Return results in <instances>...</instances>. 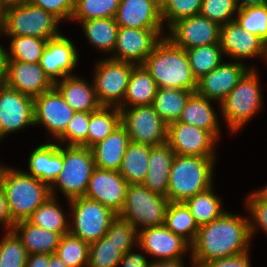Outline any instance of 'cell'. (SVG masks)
I'll list each match as a JSON object with an SVG mask.
<instances>
[{
    "label": "cell",
    "instance_id": "cell-1",
    "mask_svg": "<svg viewBox=\"0 0 267 267\" xmlns=\"http://www.w3.org/2000/svg\"><path fill=\"white\" fill-rule=\"evenodd\" d=\"M255 223L224 212L216 220L199 227L191 244L193 266L200 267L208 261L228 258L248 252L249 240Z\"/></svg>",
    "mask_w": 267,
    "mask_h": 267
},
{
    "label": "cell",
    "instance_id": "cell-2",
    "mask_svg": "<svg viewBox=\"0 0 267 267\" xmlns=\"http://www.w3.org/2000/svg\"><path fill=\"white\" fill-rule=\"evenodd\" d=\"M158 88L183 89L196 92L197 80L193 76L186 50L163 37L143 63Z\"/></svg>",
    "mask_w": 267,
    "mask_h": 267
},
{
    "label": "cell",
    "instance_id": "cell-3",
    "mask_svg": "<svg viewBox=\"0 0 267 267\" xmlns=\"http://www.w3.org/2000/svg\"><path fill=\"white\" fill-rule=\"evenodd\" d=\"M1 188L8 202L14 223L27 220L31 214L51 197L50 186L31 175L5 168Z\"/></svg>",
    "mask_w": 267,
    "mask_h": 267
},
{
    "label": "cell",
    "instance_id": "cell-4",
    "mask_svg": "<svg viewBox=\"0 0 267 267\" xmlns=\"http://www.w3.org/2000/svg\"><path fill=\"white\" fill-rule=\"evenodd\" d=\"M214 160L215 158L175 154L169 173V202H185L210 188Z\"/></svg>",
    "mask_w": 267,
    "mask_h": 267
},
{
    "label": "cell",
    "instance_id": "cell-5",
    "mask_svg": "<svg viewBox=\"0 0 267 267\" xmlns=\"http://www.w3.org/2000/svg\"><path fill=\"white\" fill-rule=\"evenodd\" d=\"M94 168L92 149L84 146L67 145V148H63L62 170L50 186L51 196H54V184H58L59 189L69 201L84 196Z\"/></svg>",
    "mask_w": 267,
    "mask_h": 267
},
{
    "label": "cell",
    "instance_id": "cell-6",
    "mask_svg": "<svg viewBox=\"0 0 267 267\" xmlns=\"http://www.w3.org/2000/svg\"><path fill=\"white\" fill-rule=\"evenodd\" d=\"M169 200L166 196L154 193L143 184H128L121 218L129 221L136 229L155 227L165 223V213Z\"/></svg>",
    "mask_w": 267,
    "mask_h": 267
},
{
    "label": "cell",
    "instance_id": "cell-7",
    "mask_svg": "<svg viewBox=\"0 0 267 267\" xmlns=\"http://www.w3.org/2000/svg\"><path fill=\"white\" fill-rule=\"evenodd\" d=\"M59 20L51 13L29 2L6 8V35L33 36L45 40L58 37Z\"/></svg>",
    "mask_w": 267,
    "mask_h": 267
},
{
    "label": "cell",
    "instance_id": "cell-8",
    "mask_svg": "<svg viewBox=\"0 0 267 267\" xmlns=\"http://www.w3.org/2000/svg\"><path fill=\"white\" fill-rule=\"evenodd\" d=\"M69 202L74 218V226L69 233L89 244L105 236L117 216L110 208L85 196Z\"/></svg>",
    "mask_w": 267,
    "mask_h": 267
},
{
    "label": "cell",
    "instance_id": "cell-9",
    "mask_svg": "<svg viewBox=\"0 0 267 267\" xmlns=\"http://www.w3.org/2000/svg\"><path fill=\"white\" fill-rule=\"evenodd\" d=\"M254 69L249 70L221 102L223 116L232 131L238 130L259 109L261 94Z\"/></svg>",
    "mask_w": 267,
    "mask_h": 267
},
{
    "label": "cell",
    "instance_id": "cell-10",
    "mask_svg": "<svg viewBox=\"0 0 267 267\" xmlns=\"http://www.w3.org/2000/svg\"><path fill=\"white\" fill-rule=\"evenodd\" d=\"M119 109L121 124L125 127L130 141L152 147L167 142V124L152 104Z\"/></svg>",
    "mask_w": 267,
    "mask_h": 267
},
{
    "label": "cell",
    "instance_id": "cell-11",
    "mask_svg": "<svg viewBox=\"0 0 267 267\" xmlns=\"http://www.w3.org/2000/svg\"><path fill=\"white\" fill-rule=\"evenodd\" d=\"M135 64L105 59L96 65L94 87L101 106H120ZM119 104V105H118Z\"/></svg>",
    "mask_w": 267,
    "mask_h": 267
},
{
    "label": "cell",
    "instance_id": "cell-12",
    "mask_svg": "<svg viewBox=\"0 0 267 267\" xmlns=\"http://www.w3.org/2000/svg\"><path fill=\"white\" fill-rule=\"evenodd\" d=\"M217 139L197 126L175 121L167 125V144L174 154L215 158L213 145Z\"/></svg>",
    "mask_w": 267,
    "mask_h": 267
},
{
    "label": "cell",
    "instance_id": "cell-13",
    "mask_svg": "<svg viewBox=\"0 0 267 267\" xmlns=\"http://www.w3.org/2000/svg\"><path fill=\"white\" fill-rule=\"evenodd\" d=\"M34 125V98L0 85V136Z\"/></svg>",
    "mask_w": 267,
    "mask_h": 267
},
{
    "label": "cell",
    "instance_id": "cell-14",
    "mask_svg": "<svg viewBox=\"0 0 267 267\" xmlns=\"http://www.w3.org/2000/svg\"><path fill=\"white\" fill-rule=\"evenodd\" d=\"M169 28L172 34L167 38L185 50L220 42L221 26L200 14L180 19Z\"/></svg>",
    "mask_w": 267,
    "mask_h": 267
},
{
    "label": "cell",
    "instance_id": "cell-15",
    "mask_svg": "<svg viewBox=\"0 0 267 267\" xmlns=\"http://www.w3.org/2000/svg\"><path fill=\"white\" fill-rule=\"evenodd\" d=\"M161 30L119 27L114 46V52H118L115 55L116 57L110 59L130 62L135 65L137 63L143 64L155 46L161 41L163 37L159 38Z\"/></svg>",
    "mask_w": 267,
    "mask_h": 267
},
{
    "label": "cell",
    "instance_id": "cell-16",
    "mask_svg": "<svg viewBox=\"0 0 267 267\" xmlns=\"http://www.w3.org/2000/svg\"><path fill=\"white\" fill-rule=\"evenodd\" d=\"M127 187L128 183L119 171L95 167L84 196L98 201L118 215L125 202Z\"/></svg>",
    "mask_w": 267,
    "mask_h": 267
},
{
    "label": "cell",
    "instance_id": "cell-17",
    "mask_svg": "<svg viewBox=\"0 0 267 267\" xmlns=\"http://www.w3.org/2000/svg\"><path fill=\"white\" fill-rule=\"evenodd\" d=\"M74 113L55 87L34 97V124H43L56 138L65 131Z\"/></svg>",
    "mask_w": 267,
    "mask_h": 267
},
{
    "label": "cell",
    "instance_id": "cell-18",
    "mask_svg": "<svg viewBox=\"0 0 267 267\" xmlns=\"http://www.w3.org/2000/svg\"><path fill=\"white\" fill-rule=\"evenodd\" d=\"M5 84L33 98L54 87L39 63L18 60H6Z\"/></svg>",
    "mask_w": 267,
    "mask_h": 267
},
{
    "label": "cell",
    "instance_id": "cell-19",
    "mask_svg": "<svg viewBox=\"0 0 267 267\" xmlns=\"http://www.w3.org/2000/svg\"><path fill=\"white\" fill-rule=\"evenodd\" d=\"M138 246L158 260H181L191 245L182 236L174 234L164 224L143 228L138 232Z\"/></svg>",
    "mask_w": 267,
    "mask_h": 267
},
{
    "label": "cell",
    "instance_id": "cell-20",
    "mask_svg": "<svg viewBox=\"0 0 267 267\" xmlns=\"http://www.w3.org/2000/svg\"><path fill=\"white\" fill-rule=\"evenodd\" d=\"M248 71L239 62L221 63L197 80L196 92L209 100L222 102Z\"/></svg>",
    "mask_w": 267,
    "mask_h": 267
},
{
    "label": "cell",
    "instance_id": "cell-21",
    "mask_svg": "<svg viewBox=\"0 0 267 267\" xmlns=\"http://www.w3.org/2000/svg\"><path fill=\"white\" fill-rule=\"evenodd\" d=\"M219 43L223 54L226 53L235 59L258 55L267 58V43L259 36L244 30L236 21L221 26Z\"/></svg>",
    "mask_w": 267,
    "mask_h": 267
},
{
    "label": "cell",
    "instance_id": "cell-22",
    "mask_svg": "<svg viewBox=\"0 0 267 267\" xmlns=\"http://www.w3.org/2000/svg\"><path fill=\"white\" fill-rule=\"evenodd\" d=\"M78 61L77 51L72 42L65 36L59 35L47 41L40 59V67L55 83L57 77L70 76Z\"/></svg>",
    "mask_w": 267,
    "mask_h": 267
},
{
    "label": "cell",
    "instance_id": "cell-23",
    "mask_svg": "<svg viewBox=\"0 0 267 267\" xmlns=\"http://www.w3.org/2000/svg\"><path fill=\"white\" fill-rule=\"evenodd\" d=\"M119 27L162 29L161 8L153 0H120L115 15Z\"/></svg>",
    "mask_w": 267,
    "mask_h": 267
},
{
    "label": "cell",
    "instance_id": "cell-24",
    "mask_svg": "<svg viewBox=\"0 0 267 267\" xmlns=\"http://www.w3.org/2000/svg\"><path fill=\"white\" fill-rule=\"evenodd\" d=\"M174 157V151L167 143L153 146L142 184L150 191L167 197L169 173Z\"/></svg>",
    "mask_w": 267,
    "mask_h": 267
},
{
    "label": "cell",
    "instance_id": "cell-25",
    "mask_svg": "<svg viewBox=\"0 0 267 267\" xmlns=\"http://www.w3.org/2000/svg\"><path fill=\"white\" fill-rule=\"evenodd\" d=\"M28 173L51 186L63 167V148L55 144H43L37 147L29 157Z\"/></svg>",
    "mask_w": 267,
    "mask_h": 267
},
{
    "label": "cell",
    "instance_id": "cell-26",
    "mask_svg": "<svg viewBox=\"0 0 267 267\" xmlns=\"http://www.w3.org/2000/svg\"><path fill=\"white\" fill-rule=\"evenodd\" d=\"M129 142V135L120 124L107 138L91 148L95 167L119 171Z\"/></svg>",
    "mask_w": 267,
    "mask_h": 267
},
{
    "label": "cell",
    "instance_id": "cell-27",
    "mask_svg": "<svg viewBox=\"0 0 267 267\" xmlns=\"http://www.w3.org/2000/svg\"><path fill=\"white\" fill-rule=\"evenodd\" d=\"M54 87L75 112H93L101 107L95 87L72 75L56 81Z\"/></svg>",
    "mask_w": 267,
    "mask_h": 267
},
{
    "label": "cell",
    "instance_id": "cell-28",
    "mask_svg": "<svg viewBox=\"0 0 267 267\" xmlns=\"http://www.w3.org/2000/svg\"><path fill=\"white\" fill-rule=\"evenodd\" d=\"M21 239L28 255L55 254L62 235L44 228L32 225L27 220L14 224L12 229ZM21 231V236L19 232Z\"/></svg>",
    "mask_w": 267,
    "mask_h": 267
},
{
    "label": "cell",
    "instance_id": "cell-29",
    "mask_svg": "<svg viewBox=\"0 0 267 267\" xmlns=\"http://www.w3.org/2000/svg\"><path fill=\"white\" fill-rule=\"evenodd\" d=\"M157 85L149 71L143 64H136L133 66L130 74L125 102H122L118 108H126V104L130 106H143L153 104L154 97L157 92Z\"/></svg>",
    "mask_w": 267,
    "mask_h": 267
},
{
    "label": "cell",
    "instance_id": "cell-30",
    "mask_svg": "<svg viewBox=\"0 0 267 267\" xmlns=\"http://www.w3.org/2000/svg\"><path fill=\"white\" fill-rule=\"evenodd\" d=\"M210 101L212 100L193 92L187 100L178 121L209 131L218 140L217 116L210 105Z\"/></svg>",
    "mask_w": 267,
    "mask_h": 267
},
{
    "label": "cell",
    "instance_id": "cell-31",
    "mask_svg": "<svg viewBox=\"0 0 267 267\" xmlns=\"http://www.w3.org/2000/svg\"><path fill=\"white\" fill-rule=\"evenodd\" d=\"M152 146L130 141L119 170L128 184H142L145 180Z\"/></svg>",
    "mask_w": 267,
    "mask_h": 267
},
{
    "label": "cell",
    "instance_id": "cell-32",
    "mask_svg": "<svg viewBox=\"0 0 267 267\" xmlns=\"http://www.w3.org/2000/svg\"><path fill=\"white\" fill-rule=\"evenodd\" d=\"M192 91L173 88H158L153 107L163 121L169 125L178 121Z\"/></svg>",
    "mask_w": 267,
    "mask_h": 267
},
{
    "label": "cell",
    "instance_id": "cell-33",
    "mask_svg": "<svg viewBox=\"0 0 267 267\" xmlns=\"http://www.w3.org/2000/svg\"><path fill=\"white\" fill-rule=\"evenodd\" d=\"M164 225L174 234L182 236L190 244L195 241L199 229L185 202H169Z\"/></svg>",
    "mask_w": 267,
    "mask_h": 267
},
{
    "label": "cell",
    "instance_id": "cell-34",
    "mask_svg": "<svg viewBox=\"0 0 267 267\" xmlns=\"http://www.w3.org/2000/svg\"><path fill=\"white\" fill-rule=\"evenodd\" d=\"M111 106H101L97 110L91 112L88 125V148H92L97 143L107 138L120 124L121 111L116 106L109 113Z\"/></svg>",
    "mask_w": 267,
    "mask_h": 267
},
{
    "label": "cell",
    "instance_id": "cell-35",
    "mask_svg": "<svg viewBox=\"0 0 267 267\" xmlns=\"http://www.w3.org/2000/svg\"><path fill=\"white\" fill-rule=\"evenodd\" d=\"M132 248L133 245H118L105 235L90 244L87 267H117L122 255Z\"/></svg>",
    "mask_w": 267,
    "mask_h": 267
},
{
    "label": "cell",
    "instance_id": "cell-36",
    "mask_svg": "<svg viewBox=\"0 0 267 267\" xmlns=\"http://www.w3.org/2000/svg\"><path fill=\"white\" fill-rule=\"evenodd\" d=\"M88 40L96 47L114 51L119 26L115 18H96L81 21Z\"/></svg>",
    "mask_w": 267,
    "mask_h": 267
},
{
    "label": "cell",
    "instance_id": "cell-37",
    "mask_svg": "<svg viewBox=\"0 0 267 267\" xmlns=\"http://www.w3.org/2000/svg\"><path fill=\"white\" fill-rule=\"evenodd\" d=\"M213 193L211 186L185 201L198 227L216 220L224 213L220 198Z\"/></svg>",
    "mask_w": 267,
    "mask_h": 267
},
{
    "label": "cell",
    "instance_id": "cell-38",
    "mask_svg": "<svg viewBox=\"0 0 267 267\" xmlns=\"http://www.w3.org/2000/svg\"><path fill=\"white\" fill-rule=\"evenodd\" d=\"M29 223L61 235L69 233V226L63 211L56 204L55 196L49 197L27 219Z\"/></svg>",
    "mask_w": 267,
    "mask_h": 267
},
{
    "label": "cell",
    "instance_id": "cell-39",
    "mask_svg": "<svg viewBox=\"0 0 267 267\" xmlns=\"http://www.w3.org/2000/svg\"><path fill=\"white\" fill-rule=\"evenodd\" d=\"M193 76L199 80L222 62V48L220 43L198 46L186 50Z\"/></svg>",
    "mask_w": 267,
    "mask_h": 267
},
{
    "label": "cell",
    "instance_id": "cell-40",
    "mask_svg": "<svg viewBox=\"0 0 267 267\" xmlns=\"http://www.w3.org/2000/svg\"><path fill=\"white\" fill-rule=\"evenodd\" d=\"M12 37L10 45V56L6 52V60H18L27 63H39L43 51L47 45V40L33 36Z\"/></svg>",
    "mask_w": 267,
    "mask_h": 267
},
{
    "label": "cell",
    "instance_id": "cell-41",
    "mask_svg": "<svg viewBox=\"0 0 267 267\" xmlns=\"http://www.w3.org/2000/svg\"><path fill=\"white\" fill-rule=\"evenodd\" d=\"M90 244L67 233L62 235L55 254L68 267L88 266Z\"/></svg>",
    "mask_w": 267,
    "mask_h": 267
},
{
    "label": "cell",
    "instance_id": "cell-42",
    "mask_svg": "<svg viewBox=\"0 0 267 267\" xmlns=\"http://www.w3.org/2000/svg\"><path fill=\"white\" fill-rule=\"evenodd\" d=\"M120 0H75L72 19L115 18Z\"/></svg>",
    "mask_w": 267,
    "mask_h": 267
},
{
    "label": "cell",
    "instance_id": "cell-43",
    "mask_svg": "<svg viewBox=\"0 0 267 267\" xmlns=\"http://www.w3.org/2000/svg\"><path fill=\"white\" fill-rule=\"evenodd\" d=\"M0 242V267H25L28 253L21 239L13 230H8Z\"/></svg>",
    "mask_w": 267,
    "mask_h": 267
},
{
    "label": "cell",
    "instance_id": "cell-44",
    "mask_svg": "<svg viewBox=\"0 0 267 267\" xmlns=\"http://www.w3.org/2000/svg\"><path fill=\"white\" fill-rule=\"evenodd\" d=\"M235 21L249 33L267 43V5L238 9Z\"/></svg>",
    "mask_w": 267,
    "mask_h": 267
},
{
    "label": "cell",
    "instance_id": "cell-45",
    "mask_svg": "<svg viewBox=\"0 0 267 267\" xmlns=\"http://www.w3.org/2000/svg\"><path fill=\"white\" fill-rule=\"evenodd\" d=\"M91 112H75L66 126L65 131L57 138L68 141V145L84 146L88 148V125Z\"/></svg>",
    "mask_w": 267,
    "mask_h": 267
},
{
    "label": "cell",
    "instance_id": "cell-46",
    "mask_svg": "<svg viewBox=\"0 0 267 267\" xmlns=\"http://www.w3.org/2000/svg\"><path fill=\"white\" fill-rule=\"evenodd\" d=\"M236 10V0H202L199 14L222 26L235 21L231 16Z\"/></svg>",
    "mask_w": 267,
    "mask_h": 267
},
{
    "label": "cell",
    "instance_id": "cell-47",
    "mask_svg": "<svg viewBox=\"0 0 267 267\" xmlns=\"http://www.w3.org/2000/svg\"><path fill=\"white\" fill-rule=\"evenodd\" d=\"M202 0H168L161 8L162 21L167 20L169 27L176 21L198 15Z\"/></svg>",
    "mask_w": 267,
    "mask_h": 267
},
{
    "label": "cell",
    "instance_id": "cell-48",
    "mask_svg": "<svg viewBox=\"0 0 267 267\" xmlns=\"http://www.w3.org/2000/svg\"><path fill=\"white\" fill-rule=\"evenodd\" d=\"M106 236L118 245H133L135 241L138 242L137 229L118 215L112 221Z\"/></svg>",
    "mask_w": 267,
    "mask_h": 267
},
{
    "label": "cell",
    "instance_id": "cell-49",
    "mask_svg": "<svg viewBox=\"0 0 267 267\" xmlns=\"http://www.w3.org/2000/svg\"><path fill=\"white\" fill-rule=\"evenodd\" d=\"M75 0H29L28 2L51 13L59 21L71 18Z\"/></svg>",
    "mask_w": 267,
    "mask_h": 267
},
{
    "label": "cell",
    "instance_id": "cell-50",
    "mask_svg": "<svg viewBox=\"0 0 267 267\" xmlns=\"http://www.w3.org/2000/svg\"><path fill=\"white\" fill-rule=\"evenodd\" d=\"M253 220L267 233V202L258 200L253 194L246 199Z\"/></svg>",
    "mask_w": 267,
    "mask_h": 267
},
{
    "label": "cell",
    "instance_id": "cell-51",
    "mask_svg": "<svg viewBox=\"0 0 267 267\" xmlns=\"http://www.w3.org/2000/svg\"><path fill=\"white\" fill-rule=\"evenodd\" d=\"M200 267H251L248 252L228 258H219L203 263Z\"/></svg>",
    "mask_w": 267,
    "mask_h": 267
},
{
    "label": "cell",
    "instance_id": "cell-52",
    "mask_svg": "<svg viewBox=\"0 0 267 267\" xmlns=\"http://www.w3.org/2000/svg\"><path fill=\"white\" fill-rule=\"evenodd\" d=\"M119 263H123L124 267H151L152 264H148L145 256L138 253H131V250L122 255Z\"/></svg>",
    "mask_w": 267,
    "mask_h": 267
},
{
    "label": "cell",
    "instance_id": "cell-53",
    "mask_svg": "<svg viewBox=\"0 0 267 267\" xmlns=\"http://www.w3.org/2000/svg\"><path fill=\"white\" fill-rule=\"evenodd\" d=\"M1 222H3L5 224V227H7L9 230H12L15 224L12 221V218L9 212L6 195L3 189L0 187V224H2Z\"/></svg>",
    "mask_w": 267,
    "mask_h": 267
},
{
    "label": "cell",
    "instance_id": "cell-54",
    "mask_svg": "<svg viewBox=\"0 0 267 267\" xmlns=\"http://www.w3.org/2000/svg\"><path fill=\"white\" fill-rule=\"evenodd\" d=\"M49 254L28 255L25 267H48Z\"/></svg>",
    "mask_w": 267,
    "mask_h": 267
},
{
    "label": "cell",
    "instance_id": "cell-55",
    "mask_svg": "<svg viewBox=\"0 0 267 267\" xmlns=\"http://www.w3.org/2000/svg\"><path fill=\"white\" fill-rule=\"evenodd\" d=\"M151 267H184L181 260H158L151 264Z\"/></svg>",
    "mask_w": 267,
    "mask_h": 267
},
{
    "label": "cell",
    "instance_id": "cell-56",
    "mask_svg": "<svg viewBox=\"0 0 267 267\" xmlns=\"http://www.w3.org/2000/svg\"><path fill=\"white\" fill-rule=\"evenodd\" d=\"M6 52L0 45V85L5 83Z\"/></svg>",
    "mask_w": 267,
    "mask_h": 267
},
{
    "label": "cell",
    "instance_id": "cell-57",
    "mask_svg": "<svg viewBox=\"0 0 267 267\" xmlns=\"http://www.w3.org/2000/svg\"><path fill=\"white\" fill-rule=\"evenodd\" d=\"M240 0H236L237 6ZM267 5V0H242L238 9Z\"/></svg>",
    "mask_w": 267,
    "mask_h": 267
},
{
    "label": "cell",
    "instance_id": "cell-58",
    "mask_svg": "<svg viewBox=\"0 0 267 267\" xmlns=\"http://www.w3.org/2000/svg\"><path fill=\"white\" fill-rule=\"evenodd\" d=\"M48 267H68L56 254H49Z\"/></svg>",
    "mask_w": 267,
    "mask_h": 267
},
{
    "label": "cell",
    "instance_id": "cell-59",
    "mask_svg": "<svg viewBox=\"0 0 267 267\" xmlns=\"http://www.w3.org/2000/svg\"><path fill=\"white\" fill-rule=\"evenodd\" d=\"M29 0H0V2L6 7H12V6H18V5H22L25 4L26 2H28Z\"/></svg>",
    "mask_w": 267,
    "mask_h": 267
},
{
    "label": "cell",
    "instance_id": "cell-60",
    "mask_svg": "<svg viewBox=\"0 0 267 267\" xmlns=\"http://www.w3.org/2000/svg\"><path fill=\"white\" fill-rule=\"evenodd\" d=\"M6 18V7L0 2V31L4 32Z\"/></svg>",
    "mask_w": 267,
    "mask_h": 267
},
{
    "label": "cell",
    "instance_id": "cell-61",
    "mask_svg": "<svg viewBox=\"0 0 267 267\" xmlns=\"http://www.w3.org/2000/svg\"><path fill=\"white\" fill-rule=\"evenodd\" d=\"M258 200L267 202V187L252 193Z\"/></svg>",
    "mask_w": 267,
    "mask_h": 267
},
{
    "label": "cell",
    "instance_id": "cell-62",
    "mask_svg": "<svg viewBox=\"0 0 267 267\" xmlns=\"http://www.w3.org/2000/svg\"><path fill=\"white\" fill-rule=\"evenodd\" d=\"M160 8H162L168 0H153Z\"/></svg>",
    "mask_w": 267,
    "mask_h": 267
},
{
    "label": "cell",
    "instance_id": "cell-63",
    "mask_svg": "<svg viewBox=\"0 0 267 267\" xmlns=\"http://www.w3.org/2000/svg\"><path fill=\"white\" fill-rule=\"evenodd\" d=\"M4 170L5 168L0 165V187H1L2 175H3Z\"/></svg>",
    "mask_w": 267,
    "mask_h": 267
}]
</instances>
